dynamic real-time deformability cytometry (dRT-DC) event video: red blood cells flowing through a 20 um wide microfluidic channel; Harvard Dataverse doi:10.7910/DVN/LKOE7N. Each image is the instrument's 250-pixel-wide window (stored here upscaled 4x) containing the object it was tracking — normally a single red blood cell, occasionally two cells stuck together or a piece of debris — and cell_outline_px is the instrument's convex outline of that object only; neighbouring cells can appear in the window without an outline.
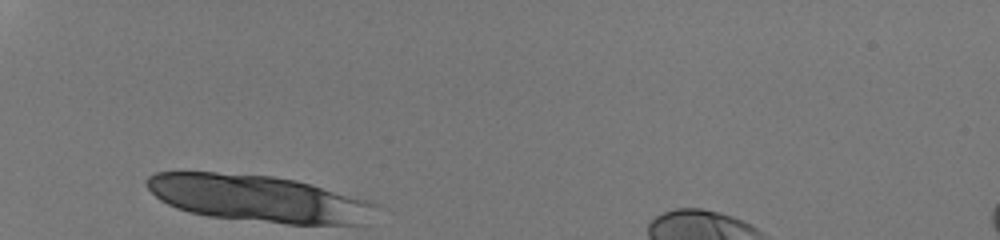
{"species": "human", "species_latin": "Homo sapiens", "temperature_condition": "room temperature", "stored_images_in_passage": 12, "camera_frame_rate_fps": 3000, "um_per_image_px": 0.085, "donor": {"sex": "male"}, "frame": {"image": 1, "passage_image": 1, "time_ms": 0.0, "image_size_px": [1000, 240], "cell_outline_px": [[380, 204], [364, 224], [288, 224], [208, 216], [188, 212], [176, 208], [160, 200], [144, 184], [144, 180], [148, 176], [156, 172], [216, 172], [272, 176], [296, 180], [312, 184], [372, 200]], "centroid_in_image_um": [21.99, 16.87], "position_along_channel_um": 63.0, "area_um2": 62.83}}
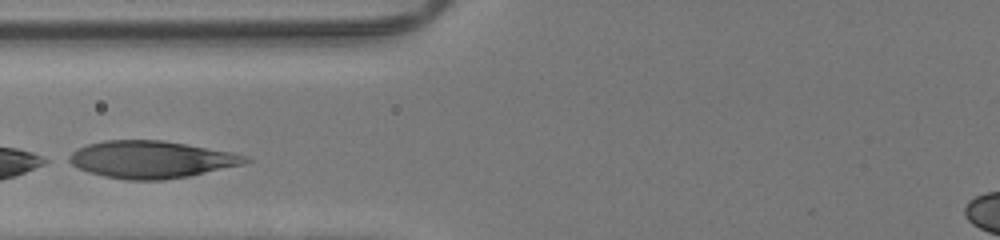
{"frame": {"image": 2, "passage_image": 7, "time_ms": 2.0, "image_size_px": [1000, 240], "cell_outline_px": [[252, 160], [244, 164], [188, 176], [164, 180], [124, 180], [104, 176], [88, 172], [64, 160], [76, 148], [88, 144], [104, 140], [164, 140], [232, 152], [248, 156]], "centroid_in_image_um": [12.84, 13.55], "position_along_channel_um": 113.0, "area_um2": 38.44}}
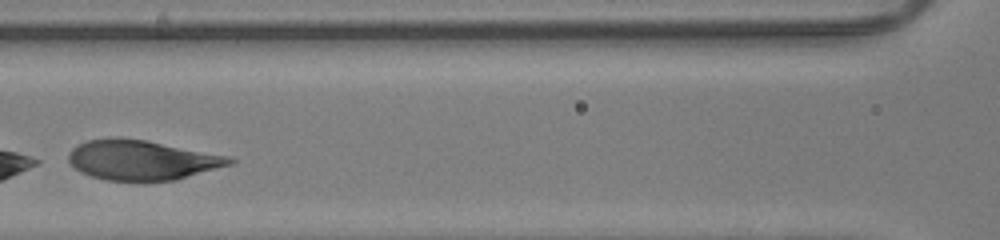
{"frame": {"image": 3, "passage_image": 10, "time_ms": 3.0, "image_size_px": [1000, 240], "cell_outline_px": [[236, 160], [232, 164], [176, 180], [108, 180], [92, 176], [80, 172], [68, 160], [68, 156], [72, 148], [76, 144], [88, 140], [108, 136], [116, 136], [148, 140], [228, 156]], "centroid_in_image_um": [12.03, 13.57], "position_along_channel_um": 154.6, "area_um2": 37.45}}